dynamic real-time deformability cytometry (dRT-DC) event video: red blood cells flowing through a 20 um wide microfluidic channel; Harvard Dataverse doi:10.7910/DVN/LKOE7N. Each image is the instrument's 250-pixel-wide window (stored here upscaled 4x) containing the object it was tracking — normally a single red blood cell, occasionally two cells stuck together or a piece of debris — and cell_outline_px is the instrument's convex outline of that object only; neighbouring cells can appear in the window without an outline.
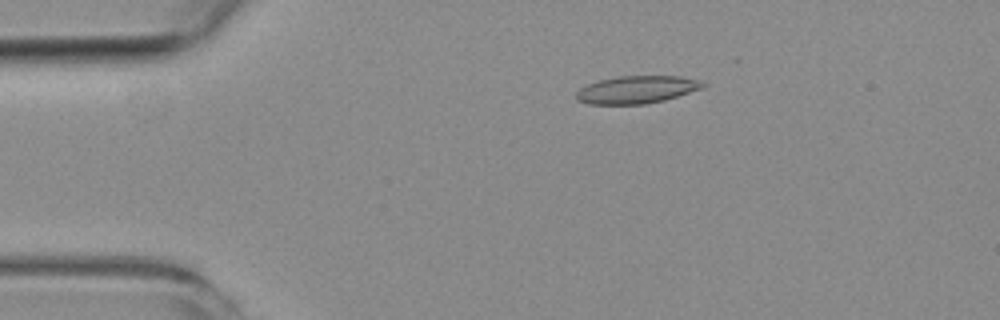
{"species": "common noctule bat (a hibernating species)", "species_latin": "Nyctalus noctula", "temperature_condition": "room temperature", "stored_images_in_passage": 11, "camera_frame_rate_fps": 3000, "um_per_image_px": 0.085, "animal": {"sex": "female", "body_mass_g": 19.3, "forearm_length_mm": 54.1}, "frame": {"image": 1, "passage_image": 3, "time_ms": 3.0, "image_size_px": [1000, 320], "cell_outline_px": [[708, 84], [704, 88], [664, 100], [644, 104], [588, 104], [576, 100], [576, 92], [580, 88], [588, 84], [600, 80], [616, 76], [680, 76], [700, 80]], "centroid_in_image_um": [54.14, 7.61], "position_along_channel_um": 30.9, "area_um2": 20.46}}
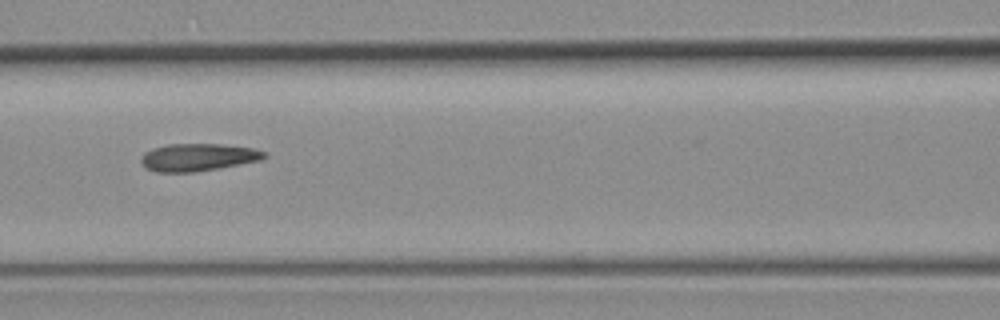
{"frame": {"image": 2, "passage_image": 7, "time_ms": 7.667, "image_size_px": [1000, 320], "cell_outline_px": [[268, 156], [260, 160], [196, 172], [156, 172], [148, 168], [140, 160], [140, 156], [144, 152], [152, 148], [168, 144], [220, 144], [252, 148], [264, 152]], "centroid_in_image_um": [16.79, 13.36], "position_along_channel_um": 149.8, "area_um2": 19.59}}
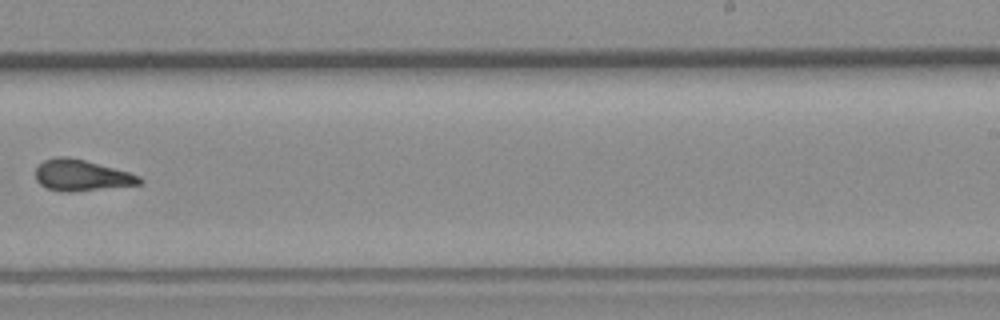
{"frame": {"image": 3, "passage_image": 10, "time_ms": 11.333, "image_size_px": [1000, 320], "cell_outline_px": [[144, 184], [72, 192], [60, 192], [48, 188], [40, 184], [36, 180], [36, 168], [44, 160], [56, 156], [68, 156], [84, 160], [128, 172], [140, 176], [144, 180]], "centroid_in_image_um": [6.94, 14.91], "position_along_channel_um": 282.1, "area_um2": 18.96}}